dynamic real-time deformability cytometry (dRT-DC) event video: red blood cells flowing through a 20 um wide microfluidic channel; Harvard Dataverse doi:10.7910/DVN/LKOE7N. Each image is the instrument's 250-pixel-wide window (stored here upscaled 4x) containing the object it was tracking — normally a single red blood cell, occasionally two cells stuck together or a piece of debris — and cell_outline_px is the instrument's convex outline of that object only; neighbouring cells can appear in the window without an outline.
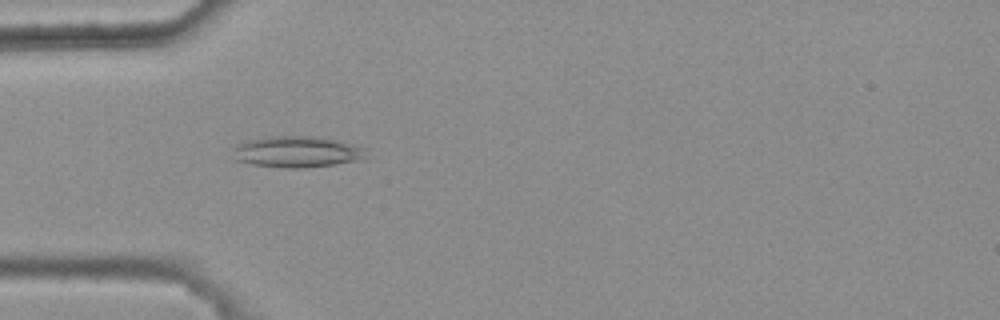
{"species": "common noctule bat (a hibernating species)", "species_latin": "Nyctalus noctula", "temperature_condition": "warm", "stored_images_in_passage": 2, "camera_frame_rate_fps": 3000, "um_per_image_px": 0.085, "animal": {"sex": "female", "body_mass_g": 25.1}, "frame": {"image": 1, "passage_image": 1, "time_ms": 0.0, "image_size_px": [1000, 320], "cell_outline_px": [[364, 160], [336, 164], [304, 168], [284, 168], [252, 164], [236, 160], [232, 148], [236, 144], [248, 140], [268, 136], [312, 136], [332, 140], [364, 148]], "centroid_in_image_um": [25.18, 12.91], "position_along_channel_um": 59.8, "area_um2": 24.04}}
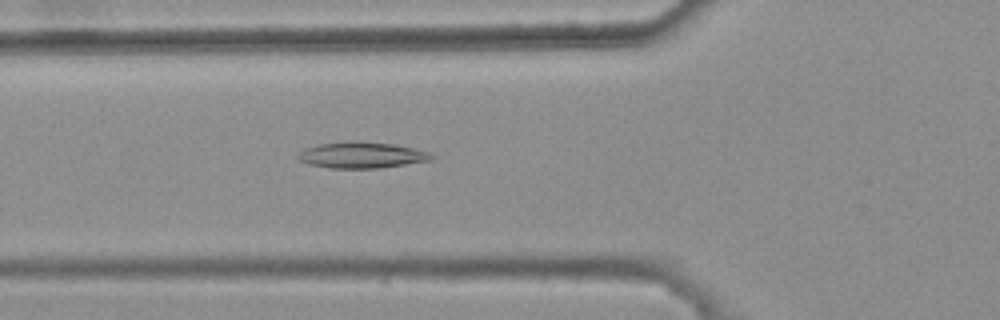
{"frame": {"image": 2, "passage_image": 2, "time_ms": 0.333, "image_size_px": [1000, 320], "cell_outline_px": [[436, 156], [428, 160], [380, 168], [328, 168], [308, 164], [300, 160], [296, 156], [304, 148], [320, 144], [348, 140], [356, 140], [392, 144], [412, 148], [428, 152]], "centroid_in_image_um": [30.68, 13.17], "position_along_channel_um": 95.1, "area_um2": 20.29}}